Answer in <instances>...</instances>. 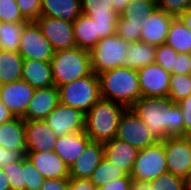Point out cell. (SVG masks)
Masks as SVG:
<instances>
[{
	"label": "cell",
	"mask_w": 191,
	"mask_h": 190,
	"mask_svg": "<svg viewBox=\"0 0 191 190\" xmlns=\"http://www.w3.org/2000/svg\"><path fill=\"white\" fill-rule=\"evenodd\" d=\"M158 141L184 136V119L180 106L169 97H141L131 107Z\"/></svg>",
	"instance_id": "cell-1"
},
{
	"label": "cell",
	"mask_w": 191,
	"mask_h": 190,
	"mask_svg": "<svg viewBox=\"0 0 191 190\" xmlns=\"http://www.w3.org/2000/svg\"><path fill=\"white\" fill-rule=\"evenodd\" d=\"M101 98L130 108L141 98V88L137 70L117 67L98 74Z\"/></svg>",
	"instance_id": "cell-2"
},
{
	"label": "cell",
	"mask_w": 191,
	"mask_h": 190,
	"mask_svg": "<svg viewBox=\"0 0 191 190\" xmlns=\"http://www.w3.org/2000/svg\"><path fill=\"white\" fill-rule=\"evenodd\" d=\"M127 108L101 98L86 114L84 132L91 141L105 143L116 138L121 115Z\"/></svg>",
	"instance_id": "cell-3"
},
{
	"label": "cell",
	"mask_w": 191,
	"mask_h": 190,
	"mask_svg": "<svg viewBox=\"0 0 191 190\" xmlns=\"http://www.w3.org/2000/svg\"><path fill=\"white\" fill-rule=\"evenodd\" d=\"M50 64L57 88L93 73L90 52L79 47L55 51Z\"/></svg>",
	"instance_id": "cell-4"
},
{
	"label": "cell",
	"mask_w": 191,
	"mask_h": 190,
	"mask_svg": "<svg viewBox=\"0 0 191 190\" xmlns=\"http://www.w3.org/2000/svg\"><path fill=\"white\" fill-rule=\"evenodd\" d=\"M60 103L86 114L100 99L99 77L94 72L58 87Z\"/></svg>",
	"instance_id": "cell-5"
},
{
	"label": "cell",
	"mask_w": 191,
	"mask_h": 190,
	"mask_svg": "<svg viewBox=\"0 0 191 190\" xmlns=\"http://www.w3.org/2000/svg\"><path fill=\"white\" fill-rule=\"evenodd\" d=\"M128 42L117 34L101 39L90 50L92 71L98 75L104 71L125 67V52Z\"/></svg>",
	"instance_id": "cell-6"
},
{
	"label": "cell",
	"mask_w": 191,
	"mask_h": 190,
	"mask_svg": "<svg viewBox=\"0 0 191 190\" xmlns=\"http://www.w3.org/2000/svg\"><path fill=\"white\" fill-rule=\"evenodd\" d=\"M167 171L164 145L158 141L138 151L130 176L133 181L150 182Z\"/></svg>",
	"instance_id": "cell-7"
},
{
	"label": "cell",
	"mask_w": 191,
	"mask_h": 190,
	"mask_svg": "<svg viewBox=\"0 0 191 190\" xmlns=\"http://www.w3.org/2000/svg\"><path fill=\"white\" fill-rule=\"evenodd\" d=\"M18 53L24 60H39L50 62L54 49L44 37L36 21H28L22 30Z\"/></svg>",
	"instance_id": "cell-8"
},
{
	"label": "cell",
	"mask_w": 191,
	"mask_h": 190,
	"mask_svg": "<svg viewBox=\"0 0 191 190\" xmlns=\"http://www.w3.org/2000/svg\"><path fill=\"white\" fill-rule=\"evenodd\" d=\"M116 138L129 143L138 150L158 142V140L151 135L145 123L134 114L130 108H127L120 117Z\"/></svg>",
	"instance_id": "cell-9"
},
{
	"label": "cell",
	"mask_w": 191,
	"mask_h": 190,
	"mask_svg": "<svg viewBox=\"0 0 191 190\" xmlns=\"http://www.w3.org/2000/svg\"><path fill=\"white\" fill-rule=\"evenodd\" d=\"M162 143L168 172L185 178L191 170V136L168 137Z\"/></svg>",
	"instance_id": "cell-10"
},
{
	"label": "cell",
	"mask_w": 191,
	"mask_h": 190,
	"mask_svg": "<svg viewBox=\"0 0 191 190\" xmlns=\"http://www.w3.org/2000/svg\"><path fill=\"white\" fill-rule=\"evenodd\" d=\"M44 121L57 137L85 129V114L79 109L62 103H59Z\"/></svg>",
	"instance_id": "cell-11"
},
{
	"label": "cell",
	"mask_w": 191,
	"mask_h": 190,
	"mask_svg": "<svg viewBox=\"0 0 191 190\" xmlns=\"http://www.w3.org/2000/svg\"><path fill=\"white\" fill-rule=\"evenodd\" d=\"M36 23L39 25L44 37L52 45L54 51L77 47L74 39L73 22L40 16Z\"/></svg>",
	"instance_id": "cell-12"
},
{
	"label": "cell",
	"mask_w": 191,
	"mask_h": 190,
	"mask_svg": "<svg viewBox=\"0 0 191 190\" xmlns=\"http://www.w3.org/2000/svg\"><path fill=\"white\" fill-rule=\"evenodd\" d=\"M35 88L24 80L0 85V101L14 117L23 118L31 102Z\"/></svg>",
	"instance_id": "cell-13"
},
{
	"label": "cell",
	"mask_w": 191,
	"mask_h": 190,
	"mask_svg": "<svg viewBox=\"0 0 191 190\" xmlns=\"http://www.w3.org/2000/svg\"><path fill=\"white\" fill-rule=\"evenodd\" d=\"M141 97H168L170 73L156 62L138 70Z\"/></svg>",
	"instance_id": "cell-14"
},
{
	"label": "cell",
	"mask_w": 191,
	"mask_h": 190,
	"mask_svg": "<svg viewBox=\"0 0 191 190\" xmlns=\"http://www.w3.org/2000/svg\"><path fill=\"white\" fill-rule=\"evenodd\" d=\"M27 152H51L56 146L57 136L44 120H25Z\"/></svg>",
	"instance_id": "cell-15"
},
{
	"label": "cell",
	"mask_w": 191,
	"mask_h": 190,
	"mask_svg": "<svg viewBox=\"0 0 191 190\" xmlns=\"http://www.w3.org/2000/svg\"><path fill=\"white\" fill-rule=\"evenodd\" d=\"M174 15L157 8L152 15L147 16L142 25L141 40L150 45L159 46L166 43L169 26Z\"/></svg>",
	"instance_id": "cell-16"
},
{
	"label": "cell",
	"mask_w": 191,
	"mask_h": 190,
	"mask_svg": "<svg viewBox=\"0 0 191 190\" xmlns=\"http://www.w3.org/2000/svg\"><path fill=\"white\" fill-rule=\"evenodd\" d=\"M59 103V89L56 86L35 89L23 119L44 120Z\"/></svg>",
	"instance_id": "cell-17"
},
{
	"label": "cell",
	"mask_w": 191,
	"mask_h": 190,
	"mask_svg": "<svg viewBox=\"0 0 191 190\" xmlns=\"http://www.w3.org/2000/svg\"><path fill=\"white\" fill-rule=\"evenodd\" d=\"M45 179L69 178V167L54 152H26L25 155Z\"/></svg>",
	"instance_id": "cell-18"
},
{
	"label": "cell",
	"mask_w": 191,
	"mask_h": 190,
	"mask_svg": "<svg viewBox=\"0 0 191 190\" xmlns=\"http://www.w3.org/2000/svg\"><path fill=\"white\" fill-rule=\"evenodd\" d=\"M103 158V143L91 141L82 155L69 167V178L90 179Z\"/></svg>",
	"instance_id": "cell-19"
},
{
	"label": "cell",
	"mask_w": 191,
	"mask_h": 190,
	"mask_svg": "<svg viewBox=\"0 0 191 190\" xmlns=\"http://www.w3.org/2000/svg\"><path fill=\"white\" fill-rule=\"evenodd\" d=\"M103 145L104 158L130 176L139 150L129 143L117 138L107 141L103 143Z\"/></svg>",
	"instance_id": "cell-20"
},
{
	"label": "cell",
	"mask_w": 191,
	"mask_h": 190,
	"mask_svg": "<svg viewBox=\"0 0 191 190\" xmlns=\"http://www.w3.org/2000/svg\"><path fill=\"white\" fill-rule=\"evenodd\" d=\"M91 142L84 131L57 137L54 152L70 167Z\"/></svg>",
	"instance_id": "cell-21"
},
{
	"label": "cell",
	"mask_w": 191,
	"mask_h": 190,
	"mask_svg": "<svg viewBox=\"0 0 191 190\" xmlns=\"http://www.w3.org/2000/svg\"><path fill=\"white\" fill-rule=\"evenodd\" d=\"M22 80L35 89L54 86L51 64L47 61L24 60Z\"/></svg>",
	"instance_id": "cell-22"
},
{
	"label": "cell",
	"mask_w": 191,
	"mask_h": 190,
	"mask_svg": "<svg viewBox=\"0 0 191 190\" xmlns=\"http://www.w3.org/2000/svg\"><path fill=\"white\" fill-rule=\"evenodd\" d=\"M0 146L10 150L27 151L23 118L15 117L0 124Z\"/></svg>",
	"instance_id": "cell-23"
},
{
	"label": "cell",
	"mask_w": 191,
	"mask_h": 190,
	"mask_svg": "<svg viewBox=\"0 0 191 190\" xmlns=\"http://www.w3.org/2000/svg\"><path fill=\"white\" fill-rule=\"evenodd\" d=\"M81 14V0H42L40 16L74 22Z\"/></svg>",
	"instance_id": "cell-24"
},
{
	"label": "cell",
	"mask_w": 191,
	"mask_h": 190,
	"mask_svg": "<svg viewBox=\"0 0 191 190\" xmlns=\"http://www.w3.org/2000/svg\"><path fill=\"white\" fill-rule=\"evenodd\" d=\"M156 61V46L142 41L129 42L125 52V67L139 70Z\"/></svg>",
	"instance_id": "cell-25"
},
{
	"label": "cell",
	"mask_w": 191,
	"mask_h": 190,
	"mask_svg": "<svg viewBox=\"0 0 191 190\" xmlns=\"http://www.w3.org/2000/svg\"><path fill=\"white\" fill-rule=\"evenodd\" d=\"M23 62L18 52L0 49V85L22 80Z\"/></svg>",
	"instance_id": "cell-26"
},
{
	"label": "cell",
	"mask_w": 191,
	"mask_h": 190,
	"mask_svg": "<svg viewBox=\"0 0 191 190\" xmlns=\"http://www.w3.org/2000/svg\"><path fill=\"white\" fill-rule=\"evenodd\" d=\"M73 32L77 47L87 51L92 50L101 40L96 35L95 23L83 14L73 22Z\"/></svg>",
	"instance_id": "cell-27"
},
{
	"label": "cell",
	"mask_w": 191,
	"mask_h": 190,
	"mask_svg": "<svg viewBox=\"0 0 191 190\" xmlns=\"http://www.w3.org/2000/svg\"><path fill=\"white\" fill-rule=\"evenodd\" d=\"M166 43L177 53L191 54V31L179 17H174L170 24Z\"/></svg>",
	"instance_id": "cell-28"
},
{
	"label": "cell",
	"mask_w": 191,
	"mask_h": 190,
	"mask_svg": "<svg viewBox=\"0 0 191 190\" xmlns=\"http://www.w3.org/2000/svg\"><path fill=\"white\" fill-rule=\"evenodd\" d=\"M119 178H131L125 171L110 163L107 159L103 158L100 164L93 171L90 181L95 187L104 186L112 180Z\"/></svg>",
	"instance_id": "cell-29"
},
{
	"label": "cell",
	"mask_w": 191,
	"mask_h": 190,
	"mask_svg": "<svg viewBox=\"0 0 191 190\" xmlns=\"http://www.w3.org/2000/svg\"><path fill=\"white\" fill-rule=\"evenodd\" d=\"M158 8L157 0H132L119 15L123 20L141 21Z\"/></svg>",
	"instance_id": "cell-30"
},
{
	"label": "cell",
	"mask_w": 191,
	"mask_h": 190,
	"mask_svg": "<svg viewBox=\"0 0 191 190\" xmlns=\"http://www.w3.org/2000/svg\"><path fill=\"white\" fill-rule=\"evenodd\" d=\"M25 24L0 22V49L18 52Z\"/></svg>",
	"instance_id": "cell-31"
},
{
	"label": "cell",
	"mask_w": 191,
	"mask_h": 190,
	"mask_svg": "<svg viewBox=\"0 0 191 190\" xmlns=\"http://www.w3.org/2000/svg\"><path fill=\"white\" fill-rule=\"evenodd\" d=\"M191 94V74H170L168 97L175 103Z\"/></svg>",
	"instance_id": "cell-32"
},
{
	"label": "cell",
	"mask_w": 191,
	"mask_h": 190,
	"mask_svg": "<svg viewBox=\"0 0 191 190\" xmlns=\"http://www.w3.org/2000/svg\"><path fill=\"white\" fill-rule=\"evenodd\" d=\"M8 178L10 190H26L25 182V156L2 168Z\"/></svg>",
	"instance_id": "cell-33"
},
{
	"label": "cell",
	"mask_w": 191,
	"mask_h": 190,
	"mask_svg": "<svg viewBox=\"0 0 191 190\" xmlns=\"http://www.w3.org/2000/svg\"><path fill=\"white\" fill-rule=\"evenodd\" d=\"M81 11L86 16H119L112 0H81Z\"/></svg>",
	"instance_id": "cell-34"
},
{
	"label": "cell",
	"mask_w": 191,
	"mask_h": 190,
	"mask_svg": "<svg viewBox=\"0 0 191 190\" xmlns=\"http://www.w3.org/2000/svg\"><path fill=\"white\" fill-rule=\"evenodd\" d=\"M142 25L141 21L123 20L118 17L116 34L122 39L129 42H136L141 40Z\"/></svg>",
	"instance_id": "cell-35"
},
{
	"label": "cell",
	"mask_w": 191,
	"mask_h": 190,
	"mask_svg": "<svg viewBox=\"0 0 191 190\" xmlns=\"http://www.w3.org/2000/svg\"><path fill=\"white\" fill-rule=\"evenodd\" d=\"M150 185L152 190H185L184 178L168 171L150 181Z\"/></svg>",
	"instance_id": "cell-36"
},
{
	"label": "cell",
	"mask_w": 191,
	"mask_h": 190,
	"mask_svg": "<svg viewBox=\"0 0 191 190\" xmlns=\"http://www.w3.org/2000/svg\"><path fill=\"white\" fill-rule=\"evenodd\" d=\"M0 22L27 23L21 14L16 0H0Z\"/></svg>",
	"instance_id": "cell-37"
},
{
	"label": "cell",
	"mask_w": 191,
	"mask_h": 190,
	"mask_svg": "<svg viewBox=\"0 0 191 190\" xmlns=\"http://www.w3.org/2000/svg\"><path fill=\"white\" fill-rule=\"evenodd\" d=\"M178 53L167 43L156 46V63L170 74L175 70Z\"/></svg>",
	"instance_id": "cell-38"
},
{
	"label": "cell",
	"mask_w": 191,
	"mask_h": 190,
	"mask_svg": "<svg viewBox=\"0 0 191 190\" xmlns=\"http://www.w3.org/2000/svg\"><path fill=\"white\" fill-rule=\"evenodd\" d=\"M95 23L96 35L103 39L116 34L117 19L119 16H89Z\"/></svg>",
	"instance_id": "cell-39"
},
{
	"label": "cell",
	"mask_w": 191,
	"mask_h": 190,
	"mask_svg": "<svg viewBox=\"0 0 191 190\" xmlns=\"http://www.w3.org/2000/svg\"><path fill=\"white\" fill-rule=\"evenodd\" d=\"M45 178L37 171L36 167L25 156V182L26 190H40Z\"/></svg>",
	"instance_id": "cell-40"
},
{
	"label": "cell",
	"mask_w": 191,
	"mask_h": 190,
	"mask_svg": "<svg viewBox=\"0 0 191 190\" xmlns=\"http://www.w3.org/2000/svg\"><path fill=\"white\" fill-rule=\"evenodd\" d=\"M16 3L28 21H36L40 17L42 0H16Z\"/></svg>",
	"instance_id": "cell-41"
},
{
	"label": "cell",
	"mask_w": 191,
	"mask_h": 190,
	"mask_svg": "<svg viewBox=\"0 0 191 190\" xmlns=\"http://www.w3.org/2000/svg\"><path fill=\"white\" fill-rule=\"evenodd\" d=\"M158 8L178 17L191 7V0H157Z\"/></svg>",
	"instance_id": "cell-42"
},
{
	"label": "cell",
	"mask_w": 191,
	"mask_h": 190,
	"mask_svg": "<svg viewBox=\"0 0 191 190\" xmlns=\"http://www.w3.org/2000/svg\"><path fill=\"white\" fill-rule=\"evenodd\" d=\"M27 151H16L5 149L0 146V168H3L13 162L20 161Z\"/></svg>",
	"instance_id": "cell-43"
},
{
	"label": "cell",
	"mask_w": 191,
	"mask_h": 190,
	"mask_svg": "<svg viewBox=\"0 0 191 190\" xmlns=\"http://www.w3.org/2000/svg\"><path fill=\"white\" fill-rule=\"evenodd\" d=\"M177 104L182 110L184 119V136H191V94Z\"/></svg>",
	"instance_id": "cell-44"
},
{
	"label": "cell",
	"mask_w": 191,
	"mask_h": 190,
	"mask_svg": "<svg viewBox=\"0 0 191 190\" xmlns=\"http://www.w3.org/2000/svg\"><path fill=\"white\" fill-rule=\"evenodd\" d=\"M172 74H191V54L178 53Z\"/></svg>",
	"instance_id": "cell-45"
},
{
	"label": "cell",
	"mask_w": 191,
	"mask_h": 190,
	"mask_svg": "<svg viewBox=\"0 0 191 190\" xmlns=\"http://www.w3.org/2000/svg\"><path fill=\"white\" fill-rule=\"evenodd\" d=\"M70 178L45 179L40 190H69Z\"/></svg>",
	"instance_id": "cell-46"
},
{
	"label": "cell",
	"mask_w": 191,
	"mask_h": 190,
	"mask_svg": "<svg viewBox=\"0 0 191 190\" xmlns=\"http://www.w3.org/2000/svg\"><path fill=\"white\" fill-rule=\"evenodd\" d=\"M132 178H119L110 183L97 187V190H131Z\"/></svg>",
	"instance_id": "cell-47"
},
{
	"label": "cell",
	"mask_w": 191,
	"mask_h": 190,
	"mask_svg": "<svg viewBox=\"0 0 191 190\" xmlns=\"http://www.w3.org/2000/svg\"><path fill=\"white\" fill-rule=\"evenodd\" d=\"M69 190H97L89 179L70 178Z\"/></svg>",
	"instance_id": "cell-48"
},
{
	"label": "cell",
	"mask_w": 191,
	"mask_h": 190,
	"mask_svg": "<svg viewBox=\"0 0 191 190\" xmlns=\"http://www.w3.org/2000/svg\"><path fill=\"white\" fill-rule=\"evenodd\" d=\"M15 118L13 114L0 101V124L8 122Z\"/></svg>",
	"instance_id": "cell-49"
},
{
	"label": "cell",
	"mask_w": 191,
	"mask_h": 190,
	"mask_svg": "<svg viewBox=\"0 0 191 190\" xmlns=\"http://www.w3.org/2000/svg\"><path fill=\"white\" fill-rule=\"evenodd\" d=\"M184 25L191 31V7L178 16Z\"/></svg>",
	"instance_id": "cell-50"
},
{
	"label": "cell",
	"mask_w": 191,
	"mask_h": 190,
	"mask_svg": "<svg viewBox=\"0 0 191 190\" xmlns=\"http://www.w3.org/2000/svg\"><path fill=\"white\" fill-rule=\"evenodd\" d=\"M132 0H112L113 10H115L119 15Z\"/></svg>",
	"instance_id": "cell-51"
},
{
	"label": "cell",
	"mask_w": 191,
	"mask_h": 190,
	"mask_svg": "<svg viewBox=\"0 0 191 190\" xmlns=\"http://www.w3.org/2000/svg\"><path fill=\"white\" fill-rule=\"evenodd\" d=\"M131 190H152L150 182L132 181Z\"/></svg>",
	"instance_id": "cell-52"
},
{
	"label": "cell",
	"mask_w": 191,
	"mask_h": 190,
	"mask_svg": "<svg viewBox=\"0 0 191 190\" xmlns=\"http://www.w3.org/2000/svg\"><path fill=\"white\" fill-rule=\"evenodd\" d=\"M0 190H10L8 178L2 168H0Z\"/></svg>",
	"instance_id": "cell-53"
},
{
	"label": "cell",
	"mask_w": 191,
	"mask_h": 190,
	"mask_svg": "<svg viewBox=\"0 0 191 190\" xmlns=\"http://www.w3.org/2000/svg\"><path fill=\"white\" fill-rule=\"evenodd\" d=\"M185 190H191V170L184 178Z\"/></svg>",
	"instance_id": "cell-54"
}]
</instances>
